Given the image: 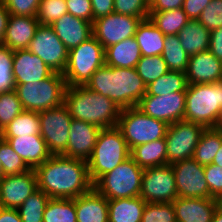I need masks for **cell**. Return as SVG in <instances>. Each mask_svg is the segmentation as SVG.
Here are the masks:
<instances>
[{
    "label": "cell",
    "mask_w": 222,
    "mask_h": 222,
    "mask_svg": "<svg viewBox=\"0 0 222 222\" xmlns=\"http://www.w3.org/2000/svg\"><path fill=\"white\" fill-rule=\"evenodd\" d=\"M68 13L82 18L93 24V11L91 0H66Z\"/></svg>",
    "instance_id": "obj_48"
},
{
    "label": "cell",
    "mask_w": 222,
    "mask_h": 222,
    "mask_svg": "<svg viewBox=\"0 0 222 222\" xmlns=\"http://www.w3.org/2000/svg\"><path fill=\"white\" fill-rule=\"evenodd\" d=\"M67 88L64 76L54 72L41 82L15 84L14 91L25 111L41 112L64 103Z\"/></svg>",
    "instance_id": "obj_6"
},
{
    "label": "cell",
    "mask_w": 222,
    "mask_h": 222,
    "mask_svg": "<svg viewBox=\"0 0 222 222\" xmlns=\"http://www.w3.org/2000/svg\"><path fill=\"white\" fill-rule=\"evenodd\" d=\"M0 161L5 175L21 174L30 168L12 149L6 140L0 137Z\"/></svg>",
    "instance_id": "obj_39"
},
{
    "label": "cell",
    "mask_w": 222,
    "mask_h": 222,
    "mask_svg": "<svg viewBox=\"0 0 222 222\" xmlns=\"http://www.w3.org/2000/svg\"><path fill=\"white\" fill-rule=\"evenodd\" d=\"M184 120L205 128L219 127L222 120V81L188 84Z\"/></svg>",
    "instance_id": "obj_4"
},
{
    "label": "cell",
    "mask_w": 222,
    "mask_h": 222,
    "mask_svg": "<svg viewBox=\"0 0 222 222\" xmlns=\"http://www.w3.org/2000/svg\"><path fill=\"white\" fill-rule=\"evenodd\" d=\"M204 173L210 198H215L222 192V167L211 163L204 166Z\"/></svg>",
    "instance_id": "obj_47"
},
{
    "label": "cell",
    "mask_w": 222,
    "mask_h": 222,
    "mask_svg": "<svg viewBox=\"0 0 222 222\" xmlns=\"http://www.w3.org/2000/svg\"><path fill=\"white\" fill-rule=\"evenodd\" d=\"M187 86L188 82L185 73L168 71L156 81L147 85L145 95L161 96L174 92H186Z\"/></svg>",
    "instance_id": "obj_35"
},
{
    "label": "cell",
    "mask_w": 222,
    "mask_h": 222,
    "mask_svg": "<svg viewBox=\"0 0 222 222\" xmlns=\"http://www.w3.org/2000/svg\"><path fill=\"white\" fill-rule=\"evenodd\" d=\"M145 206L140 196L108 199L109 222H141Z\"/></svg>",
    "instance_id": "obj_27"
},
{
    "label": "cell",
    "mask_w": 222,
    "mask_h": 222,
    "mask_svg": "<svg viewBox=\"0 0 222 222\" xmlns=\"http://www.w3.org/2000/svg\"><path fill=\"white\" fill-rule=\"evenodd\" d=\"M141 222H177L172 202L146 203Z\"/></svg>",
    "instance_id": "obj_42"
},
{
    "label": "cell",
    "mask_w": 222,
    "mask_h": 222,
    "mask_svg": "<svg viewBox=\"0 0 222 222\" xmlns=\"http://www.w3.org/2000/svg\"><path fill=\"white\" fill-rule=\"evenodd\" d=\"M146 203L173 202L178 197L175 175L170 164L145 168L139 195Z\"/></svg>",
    "instance_id": "obj_12"
},
{
    "label": "cell",
    "mask_w": 222,
    "mask_h": 222,
    "mask_svg": "<svg viewBox=\"0 0 222 222\" xmlns=\"http://www.w3.org/2000/svg\"><path fill=\"white\" fill-rule=\"evenodd\" d=\"M222 144V131L216 128H206L200 136L194 150L193 159L200 165H208L213 162L216 153Z\"/></svg>",
    "instance_id": "obj_31"
},
{
    "label": "cell",
    "mask_w": 222,
    "mask_h": 222,
    "mask_svg": "<svg viewBox=\"0 0 222 222\" xmlns=\"http://www.w3.org/2000/svg\"><path fill=\"white\" fill-rule=\"evenodd\" d=\"M211 0H184L183 10L190 20H198L201 12Z\"/></svg>",
    "instance_id": "obj_49"
},
{
    "label": "cell",
    "mask_w": 222,
    "mask_h": 222,
    "mask_svg": "<svg viewBox=\"0 0 222 222\" xmlns=\"http://www.w3.org/2000/svg\"><path fill=\"white\" fill-rule=\"evenodd\" d=\"M177 222H211L216 212L214 198H182L173 202Z\"/></svg>",
    "instance_id": "obj_23"
},
{
    "label": "cell",
    "mask_w": 222,
    "mask_h": 222,
    "mask_svg": "<svg viewBox=\"0 0 222 222\" xmlns=\"http://www.w3.org/2000/svg\"><path fill=\"white\" fill-rule=\"evenodd\" d=\"M171 166L175 175L178 197H210L208 184L205 180L204 165H200L193 158H188Z\"/></svg>",
    "instance_id": "obj_15"
},
{
    "label": "cell",
    "mask_w": 222,
    "mask_h": 222,
    "mask_svg": "<svg viewBox=\"0 0 222 222\" xmlns=\"http://www.w3.org/2000/svg\"><path fill=\"white\" fill-rule=\"evenodd\" d=\"M72 117L67 106H60L39 112L40 135L52 155H61L67 148Z\"/></svg>",
    "instance_id": "obj_11"
},
{
    "label": "cell",
    "mask_w": 222,
    "mask_h": 222,
    "mask_svg": "<svg viewBox=\"0 0 222 222\" xmlns=\"http://www.w3.org/2000/svg\"><path fill=\"white\" fill-rule=\"evenodd\" d=\"M94 20L114 13V0H91Z\"/></svg>",
    "instance_id": "obj_50"
},
{
    "label": "cell",
    "mask_w": 222,
    "mask_h": 222,
    "mask_svg": "<svg viewBox=\"0 0 222 222\" xmlns=\"http://www.w3.org/2000/svg\"><path fill=\"white\" fill-rule=\"evenodd\" d=\"M77 222H109L108 199L94 188L75 198Z\"/></svg>",
    "instance_id": "obj_25"
},
{
    "label": "cell",
    "mask_w": 222,
    "mask_h": 222,
    "mask_svg": "<svg viewBox=\"0 0 222 222\" xmlns=\"http://www.w3.org/2000/svg\"><path fill=\"white\" fill-rule=\"evenodd\" d=\"M148 18L164 35H177L190 20L183 8L149 12Z\"/></svg>",
    "instance_id": "obj_33"
},
{
    "label": "cell",
    "mask_w": 222,
    "mask_h": 222,
    "mask_svg": "<svg viewBox=\"0 0 222 222\" xmlns=\"http://www.w3.org/2000/svg\"><path fill=\"white\" fill-rule=\"evenodd\" d=\"M24 111L14 90L0 92V131Z\"/></svg>",
    "instance_id": "obj_40"
},
{
    "label": "cell",
    "mask_w": 222,
    "mask_h": 222,
    "mask_svg": "<svg viewBox=\"0 0 222 222\" xmlns=\"http://www.w3.org/2000/svg\"><path fill=\"white\" fill-rule=\"evenodd\" d=\"M142 56L162 55L165 35L150 21L141 20L134 35Z\"/></svg>",
    "instance_id": "obj_29"
},
{
    "label": "cell",
    "mask_w": 222,
    "mask_h": 222,
    "mask_svg": "<svg viewBox=\"0 0 222 222\" xmlns=\"http://www.w3.org/2000/svg\"><path fill=\"white\" fill-rule=\"evenodd\" d=\"M150 6L145 0H114V13L147 19Z\"/></svg>",
    "instance_id": "obj_44"
},
{
    "label": "cell",
    "mask_w": 222,
    "mask_h": 222,
    "mask_svg": "<svg viewBox=\"0 0 222 222\" xmlns=\"http://www.w3.org/2000/svg\"><path fill=\"white\" fill-rule=\"evenodd\" d=\"M216 209L222 212V192L218 194L215 198Z\"/></svg>",
    "instance_id": "obj_56"
},
{
    "label": "cell",
    "mask_w": 222,
    "mask_h": 222,
    "mask_svg": "<svg viewBox=\"0 0 222 222\" xmlns=\"http://www.w3.org/2000/svg\"><path fill=\"white\" fill-rule=\"evenodd\" d=\"M161 56L164 58L169 71L186 72L189 56L181 46L178 35H165Z\"/></svg>",
    "instance_id": "obj_34"
},
{
    "label": "cell",
    "mask_w": 222,
    "mask_h": 222,
    "mask_svg": "<svg viewBox=\"0 0 222 222\" xmlns=\"http://www.w3.org/2000/svg\"><path fill=\"white\" fill-rule=\"evenodd\" d=\"M205 129L201 124L185 120L168 125L165 135L167 164L193 158L194 150Z\"/></svg>",
    "instance_id": "obj_10"
},
{
    "label": "cell",
    "mask_w": 222,
    "mask_h": 222,
    "mask_svg": "<svg viewBox=\"0 0 222 222\" xmlns=\"http://www.w3.org/2000/svg\"><path fill=\"white\" fill-rule=\"evenodd\" d=\"M167 127V123L144 114L137 107L123 108L117 124L130 151L138 145L165 138Z\"/></svg>",
    "instance_id": "obj_9"
},
{
    "label": "cell",
    "mask_w": 222,
    "mask_h": 222,
    "mask_svg": "<svg viewBox=\"0 0 222 222\" xmlns=\"http://www.w3.org/2000/svg\"><path fill=\"white\" fill-rule=\"evenodd\" d=\"M34 170L38 189L50 198L74 199L93 188L87 161L82 159L52 155Z\"/></svg>",
    "instance_id": "obj_1"
},
{
    "label": "cell",
    "mask_w": 222,
    "mask_h": 222,
    "mask_svg": "<svg viewBox=\"0 0 222 222\" xmlns=\"http://www.w3.org/2000/svg\"><path fill=\"white\" fill-rule=\"evenodd\" d=\"M188 84L222 81V62L209 50L189 56L185 72Z\"/></svg>",
    "instance_id": "obj_20"
},
{
    "label": "cell",
    "mask_w": 222,
    "mask_h": 222,
    "mask_svg": "<svg viewBox=\"0 0 222 222\" xmlns=\"http://www.w3.org/2000/svg\"><path fill=\"white\" fill-rule=\"evenodd\" d=\"M43 215V222H77L75 198H50Z\"/></svg>",
    "instance_id": "obj_36"
},
{
    "label": "cell",
    "mask_w": 222,
    "mask_h": 222,
    "mask_svg": "<svg viewBox=\"0 0 222 222\" xmlns=\"http://www.w3.org/2000/svg\"><path fill=\"white\" fill-rule=\"evenodd\" d=\"M211 222H222V212L216 210Z\"/></svg>",
    "instance_id": "obj_57"
},
{
    "label": "cell",
    "mask_w": 222,
    "mask_h": 222,
    "mask_svg": "<svg viewBox=\"0 0 222 222\" xmlns=\"http://www.w3.org/2000/svg\"><path fill=\"white\" fill-rule=\"evenodd\" d=\"M1 138L7 141L30 169H35L52 156L41 135Z\"/></svg>",
    "instance_id": "obj_22"
},
{
    "label": "cell",
    "mask_w": 222,
    "mask_h": 222,
    "mask_svg": "<svg viewBox=\"0 0 222 222\" xmlns=\"http://www.w3.org/2000/svg\"><path fill=\"white\" fill-rule=\"evenodd\" d=\"M198 21L210 32L222 27V0H211Z\"/></svg>",
    "instance_id": "obj_45"
},
{
    "label": "cell",
    "mask_w": 222,
    "mask_h": 222,
    "mask_svg": "<svg viewBox=\"0 0 222 222\" xmlns=\"http://www.w3.org/2000/svg\"><path fill=\"white\" fill-rule=\"evenodd\" d=\"M68 13L66 0H40L37 10V20L41 25H51Z\"/></svg>",
    "instance_id": "obj_41"
},
{
    "label": "cell",
    "mask_w": 222,
    "mask_h": 222,
    "mask_svg": "<svg viewBox=\"0 0 222 222\" xmlns=\"http://www.w3.org/2000/svg\"><path fill=\"white\" fill-rule=\"evenodd\" d=\"M50 197L42 190L31 194L17 209L22 222H43L44 210Z\"/></svg>",
    "instance_id": "obj_37"
},
{
    "label": "cell",
    "mask_w": 222,
    "mask_h": 222,
    "mask_svg": "<svg viewBox=\"0 0 222 222\" xmlns=\"http://www.w3.org/2000/svg\"><path fill=\"white\" fill-rule=\"evenodd\" d=\"M186 92L168 95H144L136 106L144 114L164 121L168 125L184 120Z\"/></svg>",
    "instance_id": "obj_16"
},
{
    "label": "cell",
    "mask_w": 222,
    "mask_h": 222,
    "mask_svg": "<svg viewBox=\"0 0 222 222\" xmlns=\"http://www.w3.org/2000/svg\"><path fill=\"white\" fill-rule=\"evenodd\" d=\"M10 15L36 17L40 0H0Z\"/></svg>",
    "instance_id": "obj_46"
},
{
    "label": "cell",
    "mask_w": 222,
    "mask_h": 222,
    "mask_svg": "<svg viewBox=\"0 0 222 222\" xmlns=\"http://www.w3.org/2000/svg\"><path fill=\"white\" fill-rule=\"evenodd\" d=\"M27 49L39 56L54 72L63 74L68 61V49L50 25L38 26Z\"/></svg>",
    "instance_id": "obj_13"
},
{
    "label": "cell",
    "mask_w": 222,
    "mask_h": 222,
    "mask_svg": "<svg viewBox=\"0 0 222 222\" xmlns=\"http://www.w3.org/2000/svg\"><path fill=\"white\" fill-rule=\"evenodd\" d=\"M141 52L135 37L105 48V64L117 68H136Z\"/></svg>",
    "instance_id": "obj_26"
},
{
    "label": "cell",
    "mask_w": 222,
    "mask_h": 222,
    "mask_svg": "<svg viewBox=\"0 0 222 222\" xmlns=\"http://www.w3.org/2000/svg\"><path fill=\"white\" fill-rule=\"evenodd\" d=\"M25 135H40L38 112L24 110L0 131V137H19Z\"/></svg>",
    "instance_id": "obj_32"
},
{
    "label": "cell",
    "mask_w": 222,
    "mask_h": 222,
    "mask_svg": "<svg viewBox=\"0 0 222 222\" xmlns=\"http://www.w3.org/2000/svg\"><path fill=\"white\" fill-rule=\"evenodd\" d=\"M37 190L34 169L21 174L5 175L0 181V207L18 209Z\"/></svg>",
    "instance_id": "obj_17"
},
{
    "label": "cell",
    "mask_w": 222,
    "mask_h": 222,
    "mask_svg": "<svg viewBox=\"0 0 222 222\" xmlns=\"http://www.w3.org/2000/svg\"><path fill=\"white\" fill-rule=\"evenodd\" d=\"M145 1H146V2L148 3V5L150 6L154 0H145Z\"/></svg>",
    "instance_id": "obj_59"
},
{
    "label": "cell",
    "mask_w": 222,
    "mask_h": 222,
    "mask_svg": "<svg viewBox=\"0 0 222 222\" xmlns=\"http://www.w3.org/2000/svg\"><path fill=\"white\" fill-rule=\"evenodd\" d=\"M85 86L108 97L121 109L136 107L147 91L136 68H117L106 64L96 70Z\"/></svg>",
    "instance_id": "obj_2"
},
{
    "label": "cell",
    "mask_w": 222,
    "mask_h": 222,
    "mask_svg": "<svg viewBox=\"0 0 222 222\" xmlns=\"http://www.w3.org/2000/svg\"><path fill=\"white\" fill-rule=\"evenodd\" d=\"M105 64V49L92 36L68 50V61L63 72L67 86H85L97 69Z\"/></svg>",
    "instance_id": "obj_7"
},
{
    "label": "cell",
    "mask_w": 222,
    "mask_h": 222,
    "mask_svg": "<svg viewBox=\"0 0 222 222\" xmlns=\"http://www.w3.org/2000/svg\"><path fill=\"white\" fill-rule=\"evenodd\" d=\"M0 222H22L17 209L0 207Z\"/></svg>",
    "instance_id": "obj_54"
},
{
    "label": "cell",
    "mask_w": 222,
    "mask_h": 222,
    "mask_svg": "<svg viewBox=\"0 0 222 222\" xmlns=\"http://www.w3.org/2000/svg\"><path fill=\"white\" fill-rule=\"evenodd\" d=\"M5 174L1 165V161H0V181L4 178Z\"/></svg>",
    "instance_id": "obj_58"
},
{
    "label": "cell",
    "mask_w": 222,
    "mask_h": 222,
    "mask_svg": "<svg viewBox=\"0 0 222 222\" xmlns=\"http://www.w3.org/2000/svg\"><path fill=\"white\" fill-rule=\"evenodd\" d=\"M213 164L222 167V144L218 152L216 153L215 158L213 159Z\"/></svg>",
    "instance_id": "obj_55"
},
{
    "label": "cell",
    "mask_w": 222,
    "mask_h": 222,
    "mask_svg": "<svg viewBox=\"0 0 222 222\" xmlns=\"http://www.w3.org/2000/svg\"><path fill=\"white\" fill-rule=\"evenodd\" d=\"M143 170L130 156L112 171L101 176L93 188L107 199L138 197Z\"/></svg>",
    "instance_id": "obj_8"
},
{
    "label": "cell",
    "mask_w": 222,
    "mask_h": 222,
    "mask_svg": "<svg viewBox=\"0 0 222 222\" xmlns=\"http://www.w3.org/2000/svg\"><path fill=\"white\" fill-rule=\"evenodd\" d=\"M131 157L142 169L166 165L167 146L165 138L134 147L131 150Z\"/></svg>",
    "instance_id": "obj_30"
},
{
    "label": "cell",
    "mask_w": 222,
    "mask_h": 222,
    "mask_svg": "<svg viewBox=\"0 0 222 222\" xmlns=\"http://www.w3.org/2000/svg\"><path fill=\"white\" fill-rule=\"evenodd\" d=\"M136 70L146 86L169 71L161 55L141 56L136 65Z\"/></svg>",
    "instance_id": "obj_38"
},
{
    "label": "cell",
    "mask_w": 222,
    "mask_h": 222,
    "mask_svg": "<svg viewBox=\"0 0 222 222\" xmlns=\"http://www.w3.org/2000/svg\"><path fill=\"white\" fill-rule=\"evenodd\" d=\"M12 73L15 84H26L41 82L54 71L28 49H19L14 51Z\"/></svg>",
    "instance_id": "obj_19"
},
{
    "label": "cell",
    "mask_w": 222,
    "mask_h": 222,
    "mask_svg": "<svg viewBox=\"0 0 222 222\" xmlns=\"http://www.w3.org/2000/svg\"><path fill=\"white\" fill-rule=\"evenodd\" d=\"M14 51L0 45V92L12 91L15 80L12 73Z\"/></svg>",
    "instance_id": "obj_43"
},
{
    "label": "cell",
    "mask_w": 222,
    "mask_h": 222,
    "mask_svg": "<svg viewBox=\"0 0 222 222\" xmlns=\"http://www.w3.org/2000/svg\"><path fill=\"white\" fill-rule=\"evenodd\" d=\"M50 26L68 50L93 36V24L70 13L64 14Z\"/></svg>",
    "instance_id": "obj_21"
},
{
    "label": "cell",
    "mask_w": 222,
    "mask_h": 222,
    "mask_svg": "<svg viewBox=\"0 0 222 222\" xmlns=\"http://www.w3.org/2000/svg\"><path fill=\"white\" fill-rule=\"evenodd\" d=\"M218 128L222 131V120H221L220 125H219Z\"/></svg>",
    "instance_id": "obj_60"
},
{
    "label": "cell",
    "mask_w": 222,
    "mask_h": 222,
    "mask_svg": "<svg viewBox=\"0 0 222 222\" xmlns=\"http://www.w3.org/2000/svg\"><path fill=\"white\" fill-rule=\"evenodd\" d=\"M100 131L94 124L72 118L67 148L61 155L88 161Z\"/></svg>",
    "instance_id": "obj_18"
},
{
    "label": "cell",
    "mask_w": 222,
    "mask_h": 222,
    "mask_svg": "<svg viewBox=\"0 0 222 222\" xmlns=\"http://www.w3.org/2000/svg\"><path fill=\"white\" fill-rule=\"evenodd\" d=\"M130 156L131 151L117 127L101 129L93 152L87 161L92 184Z\"/></svg>",
    "instance_id": "obj_5"
},
{
    "label": "cell",
    "mask_w": 222,
    "mask_h": 222,
    "mask_svg": "<svg viewBox=\"0 0 222 222\" xmlns=\"http://www.w3.org/2000/svg\"><path fill=\"white\" fill-rule=\"evenodd\" d=\"M64 104L73 119L94 124L101 129L117 127L122 110L108 97L86 86H67Z\"/></svg>",
    "instance_id": "obj_3"
},
{
    "label": "cell",
    "mask_w": 222,
    "mask_h": 222,
    "mask_svg": "<svg viewBox=\"0 0 222 222\" xmlns=\"http://www.w3.org/2000/svg\"><path fill=\"white\" fill-rule=\"evenodd\" d=\"M208 50L222 62V27L211 31Z\"/></svg>",
    "instance_id": "obj_51"
},
{
    "label": "cell",
    "mask_w": 222,
    "mask_h": 222,
    "mask_svg": "<svg viewBox=\"0 0 222 222\" xmlns=\"http://www.w3.org/2000/svg\"><path fill=\"white\" fill-rule=\"evenodd\" d=\"M210 33L198 20H189L177 35L181 46L191 56L208 50Z\"/></svg>",
    "instance_id": "obj_28"
},
{
    "label": "cell",
    "mask_w": 222,
    "mask_h": 222,
    "mask_svg": "<svg viewBox=\"0 0 222 222\" xmlns=\"http://www.w3.org/2000/svg\"><path fill=\"white\" fill-rule=\"evenodd\" d=\"M140 18L111 13L93 22V36L107 48L125 39L134 37Z\"/></svg>",
    "instance_id": "obj_14"
},
{
    "label": "cell",
    "mask_w": 222,
    "mask_h": 222,
    "mask_svg": "<svg viewBox=\"0 0 222 222\" xmlns=\"http://www.w3.org/2000/svg\"><path fill=\"white\" fill-rule=\"evenodd\" d=\"M184 0H154L150 5V12L174 10L183 7Z\"/></svg>",
    "instance_id": "obj_52"
},
{
    "label": "cell",
    "mask_w": 222,
    "mask_h": 222,
    "mask_svg": "<svg viewBox=\"0 0 222 222\" xmlns=\"http://www.w3.org/2000/svg\"><path fill=\"white\" fill-rule=\"evenodd\" d=\"M39 25L37 17L10 15L3 45L13 51L27 49Z\"/></svg>",
    "instance_id": "obj_24"
},
{
    "label": "cell",
    "mask_w": 222,
    "mask_h": 222,
    "mask_svg": "<svg viewBox=\"0 0 222 222\" xmlns=\"http://www.w3.org/2000/svg\"><path fill=\"white\" fill-rule=\"evenodd\" d=\"M10 13L6 6L0 1V45H3L5 32L8 24Z\"/></svg>",
    "instance_id": "obj_53"
}]
</instances>
